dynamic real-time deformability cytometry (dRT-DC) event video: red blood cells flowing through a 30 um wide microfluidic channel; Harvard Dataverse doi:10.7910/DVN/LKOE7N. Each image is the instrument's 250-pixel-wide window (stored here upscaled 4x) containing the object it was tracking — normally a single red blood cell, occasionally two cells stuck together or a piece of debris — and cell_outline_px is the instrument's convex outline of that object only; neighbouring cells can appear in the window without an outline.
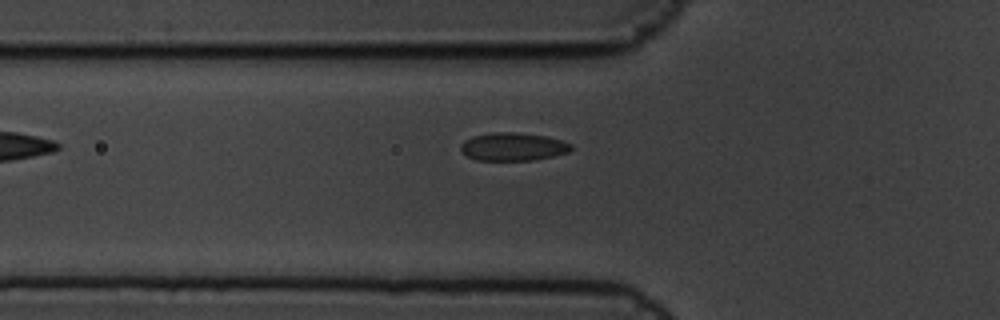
{"species": "common noctule bat (a hibernating species)", "species_latin": "Nyctalus noctula", "temperature_condition": "cold", "stored_images_in_passage": 7, "camera_frame_rate_fps": 3000, "um_per_image_px": 0.085, "animal": {"sex": "male", "body_mass_g": 19.5, "forearm_length_mm": 54.6}, "frame": {"image": 1, "passage_image": 7, "time_ms": 2.0, "image_size_px": [1000, 320], "cell_outline_px": [[572, 148], [568, 152], [552, 156], [532, 160], [476, 160], [468, 156], [460, 148], [460, 144], [464, 140], [472, 136], [492, 132], [516, 132], [544, 136], [560, 140], [572, 144]], "centroid_in_image_um": [43.58, 12.46], "position_along_channel_um": 82.2, "area_um2": 17.92}}